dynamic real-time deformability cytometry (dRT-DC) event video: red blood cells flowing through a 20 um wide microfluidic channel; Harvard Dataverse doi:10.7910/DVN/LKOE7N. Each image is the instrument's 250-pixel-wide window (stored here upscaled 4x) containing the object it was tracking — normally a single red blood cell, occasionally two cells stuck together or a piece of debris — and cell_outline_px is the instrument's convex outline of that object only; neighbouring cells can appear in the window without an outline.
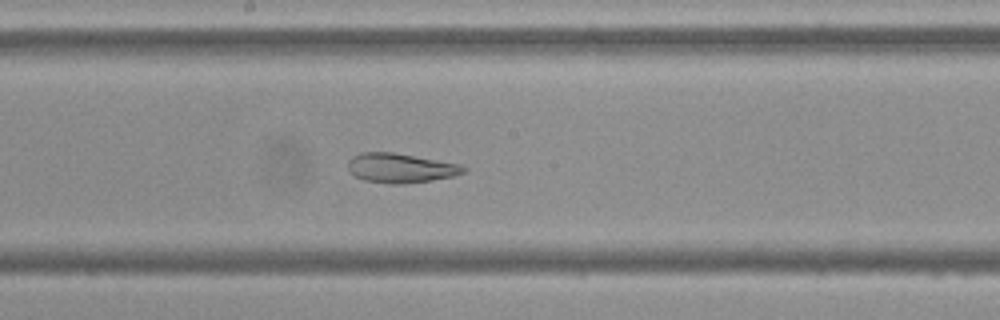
{"species": "Egyptian fruit bat (a non-hibernating species)", "species_latin": "Rousettus aegyptiacus", "temperature_condition": "cold", "stored_images_in_passage": 49, "camera_frame_rate_fps": 3000, "um_per_image_px": 0.085, "frame": {"image": 1, "passage_image": 27, "time_ms": 8.667, "image_size_px": [1000, 320], "cell_outline_px": [[468, 168], [464, 172], [452, 176], [432, 180], [404, 184], [388, 184], [364, 180], [356, 176], [348, 168], [348, 160], [352, 156], [360, 152], [392, 152], [460, 164]], "centroid_in_image_um": [34.03, 14.28], "position_along_channel_um": 214.2, "area_um2": 19.77}}
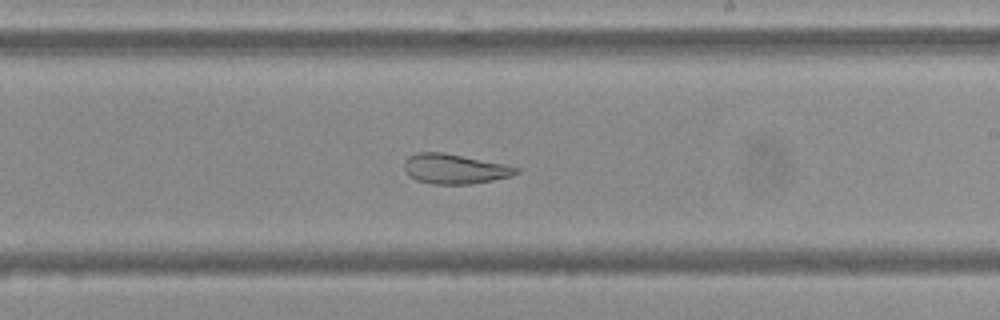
{"frame": {"image": 2, "passage_image": 30, "time_ms": 9.667, "image_size_px": [1000, 320], "cell_outline_px": [[520, 172], [512, 176], [492, 180], [468, 184], [432, 184], [416, 180], [408, 176], [404, 168], [404, 160], [408, 156], [416, 152], [444, 152], [504, 164], [520, 168]], "centroid_in_image_um": [38.61, 14.35], "position_along_channel_um": 250.4, "area_um2": 19.59}}
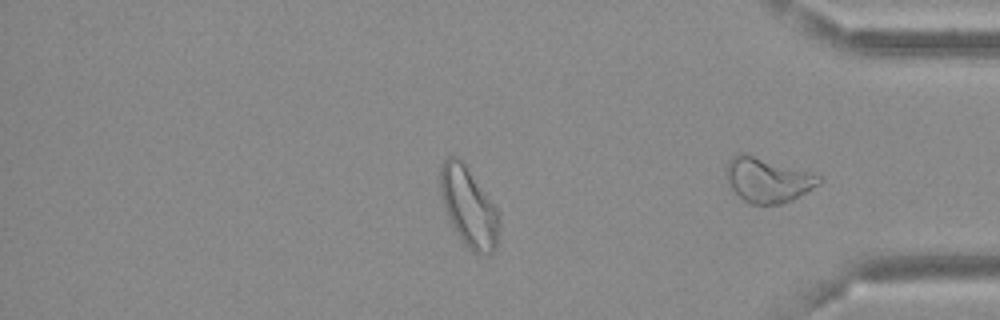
{"frame": {"image": 3, "passage_image": 40, "time_ms": 13.0, "image_size_px": [1000, 320], "cell_outline_px": [[496, 248], [488, 256], [480, 256], [468, 248], [464, 244], [448, 220], [440, 192], [440, 164], [448, 156], [460, 156], [496, 208]], "centroid_in_image_um": [39.78, 17.57], "position_along_channel_um": 395.4, "area_um2": 26.93}, "authors_computed_cell_mechanics": {"area_um2": 28.1486, "velocity_mm_per_s": 3.6214, "shape_relaxation_time_tau1_ms": null, "shape_relaxation_time_tau2_ms": 1.4931, "deformation_change_tau1": null, "deformation_change_tau2": 0.0623}}